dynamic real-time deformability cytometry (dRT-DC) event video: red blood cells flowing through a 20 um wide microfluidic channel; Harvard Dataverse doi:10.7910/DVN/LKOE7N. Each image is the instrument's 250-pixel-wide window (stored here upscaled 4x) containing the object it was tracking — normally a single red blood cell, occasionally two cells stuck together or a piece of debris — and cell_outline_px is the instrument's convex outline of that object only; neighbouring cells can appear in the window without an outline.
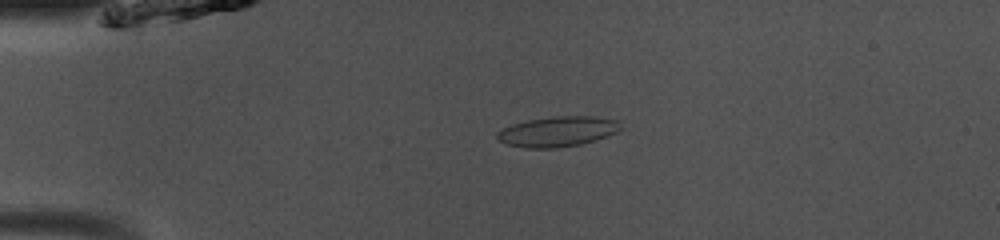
{"species": "common noctule bat (a hibernating species)", "species_latin": "Nyctalus noctula", "temperature_condition": "room temperature", "stored_images_in_passage": 40, "camera_frame_rate_fps": 3000, "um_per_image_px": 0.085, "animal": {"sex": "male", "body_mass_g": 13.0, "forearm_length_mm": 53.1}, "frame": {"image": 1, "passage_image": 3, "time_ms": 0.667, "image_size_px": [1000, 240], "cell_outline_px": [[620, 128], [616, 132], [596, 140], [580, 144], [556, 148], [524, 148], [508, 144], [500, 140], [496, 136], [496, 132], [512, 124], [528, 120], [552, 116], [592, 116], [620, 120]], "centroid_in_image_um": [47.4, 11.17], "position_along_channel_um": 37.6, "area_um2": 21.68}}
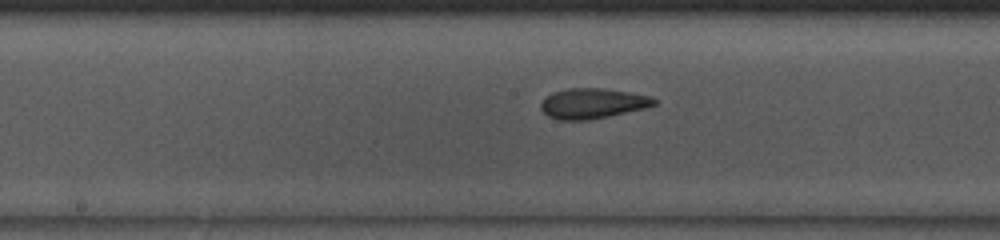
{"frame": {"image": 2, "passage_image": 17, "time_ms": 5.333, "image_size_px": [1000, 240], "cell_outline_px": [[660, 100], [656, 104], [644, 108], [608, 116], [588, 120], [560, 120], [548, 116], [540, 108], [540, 104], [552, 92], [568, 88], [604, 88], [652, 96]], "centroid_in_image_um": [50.39, 8.78], "position_along_channel_um": 197.8, "area_um2": 19.94}}
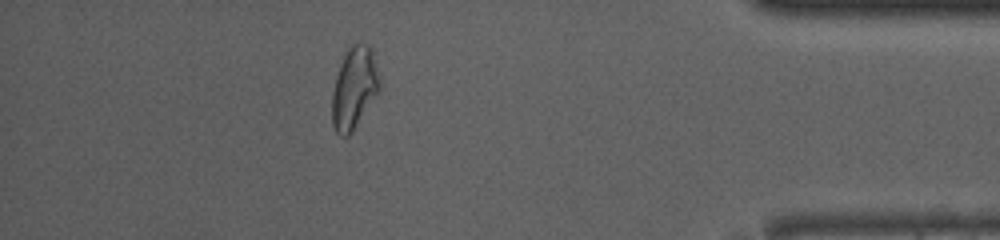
{"frame": {"image": 3, "passage_image": 35, "time_ms": 11.333, "image_size_px": [1000, 240], "cell_outline_px": [[380, 92], [352, 132], [348, 136], [340, 136], [336, 132], [332, 124], [332, 92], [336, 76], [340, 64], [348, 48], [356, 40], [368, 44], [372, 48], [380, 80]], "centroid_in_image_um": [30.12, 7.46], "position_along_channel_um": 405.1, "area_um2": 23.06}, "authors_computed_cell_mechanics": {"area_um2": 20.3456, "velocity_mm_per_s": 4.0908, "shape_relaxation_time_tau1_ms": 3.1224, "shape_relaxation_time_tau2_ms": 1.6811, "deformation_change_tau1": 0.1344, "deformation_change_tau2": 0.0893}}